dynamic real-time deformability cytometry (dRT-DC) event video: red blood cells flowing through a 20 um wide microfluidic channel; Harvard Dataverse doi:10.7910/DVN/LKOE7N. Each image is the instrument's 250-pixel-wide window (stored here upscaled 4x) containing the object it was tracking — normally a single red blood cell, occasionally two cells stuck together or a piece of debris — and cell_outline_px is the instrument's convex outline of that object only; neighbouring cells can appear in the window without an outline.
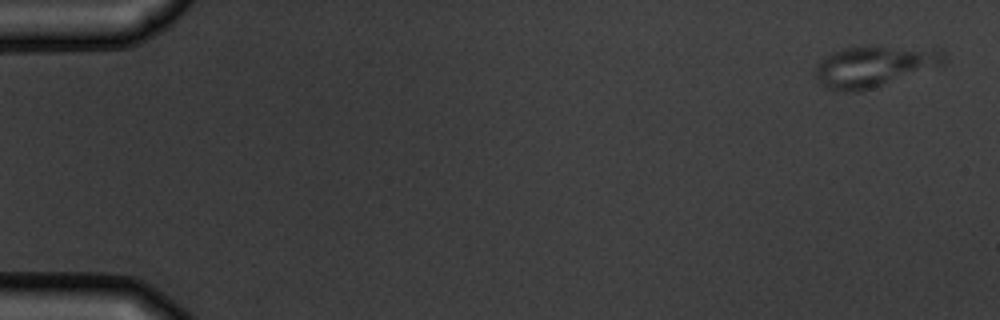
{"species": "common noctule bat (a hibernating species)", "species_latin": "Nyctalus noctula", "temperature_condition": "warm", "stored_images_in_passage": 5, "camera_frame_rate_fps": 3000, "um_per_image_px": 0.085, "animal": {"sex": "male", "body_mass_g": 19.5, "forearm_length_mm": 54.6}, "frame": {"image": 1, "passage_image": 1, "time_ms": 0.0, "image_size_px": [1000, 320], "cell_outline_px": [[944, 64], [860, 92], [840, 92], [824, 88], [816, 80], [812, 72], [816, 64], [820, 60], [832, 52], [844, 48], [860, 44], [868, 44], [944, 52]], "centroid_in_image_um": [74.12, 5.65], "position_along_channel_um": 10.9, "area_um2": 30.92}}